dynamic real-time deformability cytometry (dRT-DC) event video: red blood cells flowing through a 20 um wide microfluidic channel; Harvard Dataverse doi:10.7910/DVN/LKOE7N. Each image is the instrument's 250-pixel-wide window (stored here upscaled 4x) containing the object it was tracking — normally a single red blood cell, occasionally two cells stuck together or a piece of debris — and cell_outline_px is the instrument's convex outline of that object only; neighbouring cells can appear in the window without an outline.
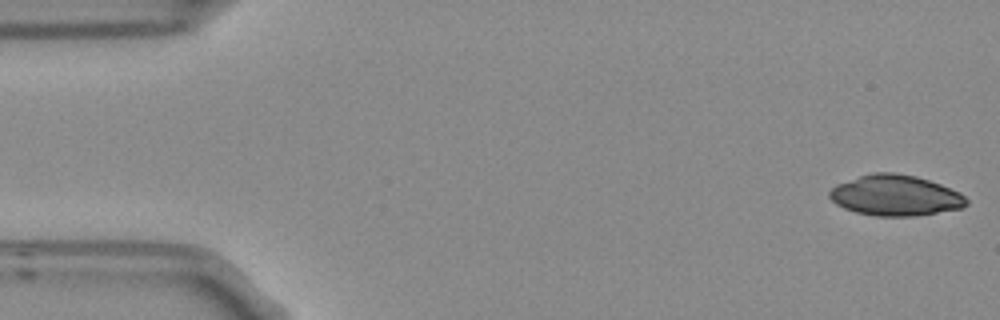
{"species": "Egyptian fruit bat (a non-hibernating species)", "species_latin": "Rousettus aegyptiacus", "temperature_condition": "room temperature", "stored_images_in_passage": 4, "camera_frame_rate_fps": 3000, "um_per_image_px": 0.085, "frame": {"image": 1, "passage_image": 1, "time_ms": 0.0, "image_size_px": [1000, 320], "cell_outline_px": [[968, 204], [960, 208], [916, 216], [876, 216], [856, 212], [844, 208], [836, 204], [828, 196], [828, 192], [836, 184], [872, 172], [892, 172], [916, 176], [940, 184], [960, 192], [968, 200]], "centroid_in_image_um": [76.09, 16.61], "position_along_channel_um": 8.9, "area_um2": 32.43}}